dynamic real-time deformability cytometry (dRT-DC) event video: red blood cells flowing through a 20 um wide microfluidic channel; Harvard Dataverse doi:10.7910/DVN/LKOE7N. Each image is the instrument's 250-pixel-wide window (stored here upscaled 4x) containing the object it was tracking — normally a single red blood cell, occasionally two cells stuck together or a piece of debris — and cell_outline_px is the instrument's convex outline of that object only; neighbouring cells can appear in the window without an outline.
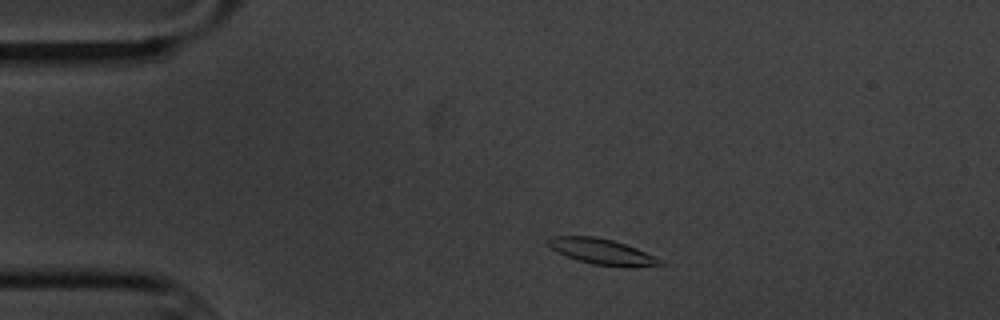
{"species": "common noctule bat (a hibernating species)", "species_latin": "Nyctalus noctula", "temperature_condition": "cold", "stored_images_in_passage": 10, "camera_frame_rate_fps": 3000, "um_per_image_px": 0.085, "animal": {"sex": "male", "body_mass_g": 20.1, "forearm_length_mm": 53.5}, "frame": {"image": 1, "passage_image": 2, "time_ms": 1.0, "image_size_px": [1000, 320], "cell_outline_px": [[668, 264], [592, 264], [568, 256], [552, 248], [548, 244], [548, 236], [596, 236], [612, 240], [636, 248]], "centroid_in_image_um": [51.03, 21.31], "position_along_channel_um": 34.0, "area_um2": 15.43}}
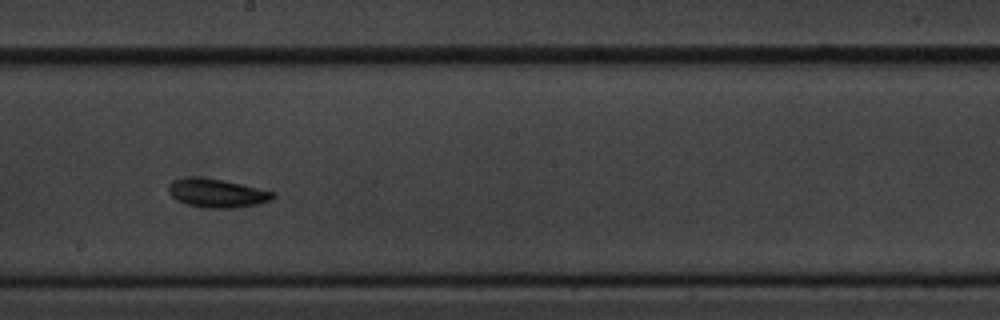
{"frame": {"image": 2, "passage_image": 7, "time_ms": 8.0, "image_size_px": [1000, 320], "cell_outline_px": [[276, 196], [272, 200], [256, 204], [236, 208], [208, 208], [188, 204], [176, 200], [168, 192], [168, 184], [172, 180], [188, 176], [200, 176], [240, 184], [272, 192]], "centroid_in_image_um": [18.37, 16.41], "position_along_channel_um": 229.8, "area_um2": 17.34}}
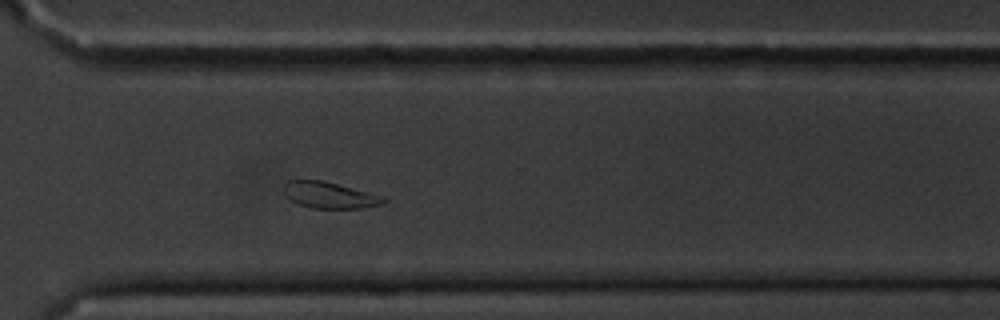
{"frame": {"image": 3, "passage_image": 10, "time_ms": 11.333, "image_size_px": [1000, 320], "cell_outline_px": [[388, 200], [380, 204], [360, 208], [312, 208], [300, 204], [292, 200], [284, 192], [284, 184], [288, 180], [324, 180], [384, 196]], "centroid_in_image_um": [28.03, 16.57], "position_along_channel_um": 342.6, "area_um2": 15.14}}